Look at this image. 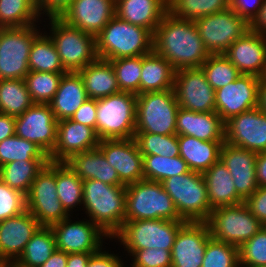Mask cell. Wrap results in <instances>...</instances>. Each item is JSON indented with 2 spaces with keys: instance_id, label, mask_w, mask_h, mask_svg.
<instances>
[{
  "instance_id": "obj_1",
  "label": "cell",
  "mask_w": 266,
  "mask_h": 267,
  "mask_svg": "<svg viewBox=\"0 0 266 267\" xmlns=\"http://www.w3.org/2000/svg\"><path fill=\"white\" fill-rule=\"evenodd\" d=\"M153 51L175 70L200 68L210 56L194 21L167 12L153 34Z\"/></svg>"
},
{
  "instance_id": "obj_2",
  "label": "cell",
  "mask_w": 266,
  "mask_h": 267,
  "mask_svg": "<svg viewBox=\"0 0 266 267\" xmlns=\"http://www.w3.org/2000/svg\"><path fill=\"white\" fill-rule=\"evenodd\" d=\"M83 206L87 217L108 238L120 231L126 214V185H108L100 180L83 181Z\"/></svg>"
},
{
  "instance_id": "obj_3",
  "label": "cell",
  "mask_w": 266,
  "mask_h": 267,
  "mask_svg": "<svg viewBox=\"0 0 266 267\" xmlns=\"http://www.w3.org/2000/svg\"><path fill=\"white\" fill-rule=\"evenodd\" d=\"M152 51L153 34L144 27L119 19L116 15L96 36V52L101 59L145 56Z\"/></svg>"
},
{
  "instance_id": "obj_4",
  "label": "cell",
  "mask_w": 266,
  "mask_h": 267,
  "mask_svg": "<svg viewBox=\"0 0 266 267\" xmlns=\"http://www.w3.org/2000/svg\"><path fill=\"white\" fill-rule=\"evenodd\" d=\"M147 219L183 220L162 184L142 179L126 185L125 221Z\"/></svg>"
},
{
  "instance_id": "obj_5",
  "label": "cell",
  "mask_w": 266,
  "mask_h": 267,
  "mask_svg": "<svg viewBox=\"0 0 266 267\" xmlns=\"http://www.w3.org/2000/svg\"><path fill=\"white\" fill-rule=\"evenodd\" d=\"M174 202L179 216L187 222H206L211 214L207 187L202 173L190 171L161 182Z\"/></svg>"
},
{
  "instance_id": "obj_6",
  "label": "cell",
  "mask_w": 266,
  "mask_h": 267,
  "mask_svg": "<svg viewBox=\"0 0 266 267\" xmlns=\"http://www.w3.org/2000/svg\"><path fill=\"white\" fill-rule=\"evenodd\" d=\"M137 95L119 92L97 99L96 132L100 140L135 136Z\"/></svg>"
},
{
  "instance_id": "obj_7",
  "label": "cell",
  "mask_w": 266,
  "mask_h": 267,
  "mask_svg": "<svg viewBox=\"0 0 266 267\" xmlns=\"http://www.w3.org/2000/svg\"><path fill=\"white\" fill-rule=\"evenodd\" d=\"M185 220L147 219L124 221L117 238L128 253L136 250L163 248L172 250L176 236Z\"/></svg>"
},
{
  "instance_id": "obj_8",
  "label": "cell",
  "mask_w": 266,
  "mask_h": 267,
  "mask_svg": "<svg viewBox=\"0 0 266 267\" xmlns=\"http://www.w3.org/2000/svg\"><path fill=\"white\" fill-rule=\"evenodd\" d=\"M178 109L173 89L138 94L135 133L176 134Z\"/></svg>"
},
{
  "instance_id": "obj_9",
  "label": "cell",
  "mask_w": 266,
  "mask_h": 267,
  "mask_svg": "<svg viewBox=\"0 0 266 267\" xmlns=\"http://www.w3.org/2000/svg\"><path fill=\"white\" fill-rule=\"evenodd\" d=\"M48 19L51 24L50 38L53 40L61 63L67 72H79L98 58L96 37L67 25L59 17H49Z\"/></svg>"
},
{
  "instance_id": "obj_10",
  "label": "cell",
  "mask_w": 266,
  "mask_h": 267,
  "mask_svg": "<svg viewBox=\"0 0 266 267\" xmlns=\"http://www.w3.org/2000/svg\"><path fill=\"white\" fill-rule=\"evenodd\" d=\"M206 223L213 239L238 248L263 227L244 202L212 209Z\"/></svg>"
},
{
  "instance_id": "obj_11",
  "label": "cell",
  "mask_w": 266,
  "mask_h": 267,
  "mask_svg": "<svg viewBox=\"0 0 266 267\" xmlns=\"http://www.w3.org/2000/svg\"><path fill=\"white\" fill-rule=\"evenodd\" d=\"M40 34L36 24L0 28V80L25 78L33 41Z\"/></svg>"
},
{
  "instance_id": "obj_12",
  "label": "cell",
  "mask_w": 266,
  "mask_h": 267,
  "mask_svg": "<svg viewBox=\"0 0 266 267\" xmlns=\"http://www.w3.org/2000/svg\"><path fill=\"white\" fill-rule=\"evenodd\" d=\"M26 197V209L41 226H51L71 215L57 195L56 162H49L37 174Z\"/></svg>"
},
{
  "instance_id": "obj_13",
  "label": "cell",
  "mask_w": 266,
  "mask_h": 267,
  "mask_svg": "<svg viewBox=\"0 0 266 267\" xmlns=\"http://www.w3.org/2000/svg\"><path fill=\"white\" fill-rule=\"evenodd\" d=\"M194 22L210 55L224 54L234 41L250 29V23L231 7Z\"/></svg>"
},
{
  "instance_id": "obj_14",
  "label": "cell",
  "mask_w": 266,
  "mask_h": 267,
  "mask_svg": "<svg viewBox=\"0 0 266 267\" xmlns=\"http://www.w3.org/2000/svg\"><path fill=\"white\" fill-rule=\"evenodd\" d=\"M173 90L179 107L194 112H215V90L201 68L176 70Z\"/></svg>"
},
{
  "instance_id": "obj_15",
  "label": "cell",
  "mask_w": 266,
  "mask_h": 267,
  "mask_svg": "<svg viewBox=\"0 0 266 267\" xmlns=\"http://www.w3.org/2000/svg\"><path fill=\"white\" fill-rule=\"evenodd\" d=\"M57 123L49 104L34 103L16 116L15 134L38 145L50 156L56 144Z\"/></svg>"
},
{
  "instance_id": "obj_16",
  "label": "cell",
  "mask_w": 266,
  "mask_h": 267,
  "mask_svg": "<svg viewBox=\"0 0 266 267\" xmlns=\"http://www.w3.org/2000/svg\"><path fill=\"white\" fill-rule=\"evenodd\" d=\"M69 218L50 226L56 239V249L67 254L97 252L103 245L102 240L108 236L91 220L72 222Z\"/></svg>"
},
{
  "instance_id": "obj_17",
  "label": "cell",
  "mask_w": 266,
  "mask_h": 267,
  "mask_svg": "<svg viewBox=\"0 0 266 267\" xmlns=\"http://www.w3.org/2000/svg\"><path fill=\"white\" fill-rule=\"evenodd\" d=\"M259 79L241 74L235 81L215 90V112L224 122L258 106Z\"/></svg>"
},
{
  "instance_id": "obj_18",
  "label": "cell",
  "mask_w": 266,
  "mask_h": 267,
  "mask_svg": "<svg viewBox=\"0 0 266 267\" xmlns=\"http://www.w3.org/2000/svg\"><path fill=\"white\" fill-rule=\"evenodd\" d=\"M225 142L254 152H266V113L258 107L225 122Z\"/></svg>"
},
{
  "instance_id": "obj_19",
  "label": "cell",
  "mask_w": 266,
  "mask_h": 267,
  "mask_svg": "<svg viewBox=\"0 0 266 267\" xmlns=\"http://www.w3.org/2000/svg\"><path fill=\"white\" fill-rule=\"evenodd\" d=\"M98 148L124 185L143 179V156L134 138L100 140Z\"/></svg>"
},
{
  "instance_id": "obj_20",
  "label": "cell",
  "mask_w": 266,
  "mask_h": 267,
  "mask_svg": "<svg viewBox=\"0 0 266 267\" xmlns=\"http://www.w3.org/2000/svg\"><path fill=\"white\" fill-rule=\"evenodd\" d=\"M115 5L114 0H73L59 18L96 37L115 16Z\"/></svg>"
},
{
  "instance_id": "obj_21",
  "label": "cell",
  "mask_w": 266,
  "mask_h": 267,
  "mask_svg": "<svg viewBox=\"0 0 266 267\" xmlns=\"http://www.w3.org/2000/svg\"><path fill=\"white\" fill-rule=\"evenodd\" d=\"M210 236L206 222H186L173 244L171 267H201Z\"/></svg>"
},
{
  "instance_id": "obj_22",
  "label": "cell",
  "mask_w": 266,
  "mask_h": 267,
  "mask_svg": "<svg viewBox=\"0 0 266 267\" xmlns=\"http://www.w3.org/2000/svg\"><path fill=\"white\" fill-rule=\"evenodd\" d=\"M257 152L224 142L220 160L231 174L237 194L245 201L258 188L256 180Z\"/></svg>"
},
{
  "instance_id": "obj_23",
  "label": "cell",
  "mask_w": 266,
  "mask_h": 267,
  "mask_svg": "<svg viewBox=\"0 0 266 267\" xmlns=\"http://www.w3.org/2000/svg\"><path fill=\"white\" fill-rule=\"evenodd\" d=\"M100 138L94 128L64 119L57 123L56 144L50 153L51 162H64L70 156L98 148Z\"/></svg>"
},
{
  "instance_id": "obj_24",
  "label": "cell",
  "mask_w": 266,
  "mask_h": 267,
  "mask_svg": "<svg viewBox=\"0 0 266 267\" xmlns=\"http://www.w3.org/2000/svg\"><path fill=\"white\" fill-rule=\"evenodd\" d=\"M224 55L240 74L260 78L266 65V36L249 29L233 42Z\"/></svg>"
},
{
  "instance_id": "obj_25",
  "label": "cell",
  "mask_w": 266,
  "mask_h": 267,
  "mask_svg": "<svg viewBox=\"0 0 266 267\" xmlns=\"http://www.w3.org/2000/svg\"><path fill=\"white\" fill-rule=\"evenodd\" d=\"M41 225L26 209L21 214L0 221V256L16 261Z\"/></svg>"
},
{
  "instance_id": "obj_26",
  "label": "cell",
  "mask_w": 266,
  "mask_h": 267,
  "mask_svg": "<svg viewBox=\"0 0 266 267\" xmlns=\"http://www.w3.org/2000/svg\"><path fill=\"white\" fill-rule=\"evenodd\" d=\"M176 134L204 141H225V122L216 112H194L179 107Z\"/></svg>"
},
{
  "instance_id": "obj_27",
  "label": "cell",
  "mask_w": 266,
  "mask_h": 267,
  "mask_svg": "<svg viewBox=\"0 0 266 267\" xmlns=\"http://www.w3.org/2000/svg\"><path fill=\"white\" fill-rule=\"evenodd\" d=\"M168 12V0H117L115 15L126 22L148 29L154 34Z\"/></svg>"
},
{
  "instance_id": "obj_28",
  "label": "cell",
  "mask_w": 266,
  "mask_h": 267,
  "mask_svg": "<svg viewBox=\"0 0 266 267\" xmlns=\"http://www.w3.org/2000/svg\"><path fill=\"white\" fill-rule=\"evenodd\" d=\"M64 163L82 181L96 179L108 185H124L99 148L72 155Z\"/></svg>"
},
{
  "instance_id": "obj_29",
  "label": "cell",
  "mask_w": 266,
  "mask_h": 267,
  "mask_svg": "<svg viewBox=\"0 0 266 267\" xmlns=\"http://www.w3.org/2000/svg\"><path fill=\"white\" fill-rule=\"evenodd\" d=\"M88 99L83 80L78 72L63 74L58 90L49 105L58 121L71 119Z\"/></svg>"
},
{
  "instance_id": "obj_30",
  "label": "cell",
  "mask_w": 266,
  "mask_h": 267,
  "mask_svg": "<svg viewBox=\"0 0 266 267\" xmlns=\"http://www.w3.org/2000/svg\"><path fill=\"white\" fill-rule=\"evenodd\" d=\"M179 156L193 172L204 173L220 159V149L225 141H204L188 135H177Z\"/></svg>"
},
{
  "instance_id": "obj_31",
  "label": "cell",
  "mask_w": 266,
  "mask_h": 267,
  "mask_svg": "<svg viewBox=\"0 0 266 267\" xmlns=\"http://www.w3.org/2000/svg\"><path fill=\"white\" fill-rule=\"evenodd\" d=\"M203 177L211 209L244 202L237 194L230 172L220 159L203 173Z\"/></svg>"
},
{
  "instance_id": "obj_32",
  "label": "cell",
  "mask_w": 266,
  "mask_h": 267,
  "mask_svg": "<svg viewBox=\"0 0 266 267\" xmlns=\"http://www.w3.org/2000/svg\"><path fill=\"white\" fill-rule=\"evenodd\" d=\"M78 73L83 80L88 98L100 99L121 92L109 60L97 58Z\"/></svg>"
},
{
  "instance_id": "obj_33",
  "label": "cell",
  "mask_w": 266,
  "mask_h": 267,
  "mask_svg": "<svg viewBox=\"0 0 266 267\" xmlns=\"http://www.w3.org/2000/svg\"><path fill=\"white\" fill-rule=\"evenodd\" d=\"M175 69L154 51L142 56L140 94L173 89Z\"/></svg>"
},
{
  "instance_id": "obj_34",
  "label": "cell",
  "mask_w": 266,
  "mask_h": 267,
  "mask_svg": "<svg viewBox=\"0 0 266 267\" xmlns=\"http://www.w3.org/2000/svg\"><path fill=\"white\" fill-rule=\"evenodd\" d=\"M50 160H26L9 162L0 167V180L25 196L37 174Z\"/></svg>"
},
{
  "instance_id": "obj_35",
  "label": "cell",
  "mask_w": 266,
  "mask_h": 267,
  "mask_svg": "<svg viewBox=\"0 0 266 267\" xmlns=\"http://www.w3.org/2000/svg\"><path fill=\"white\" fill-rule=\"evenodd\" d=\"M56 250V239L50 226H40L15 261L23 267L43 265Z\"/></svg>"
},
{
  "instance_id": "obj_36",
  "label": "cell",
  "mask_w": 266,
  "mask_h": 267,
  "mask_svg": "<svg viewBox=\"0 0 266 267\" xmlns=\"http://www.w3.org/2000/svg\"><path fill=\"white\" fill-rule=\"evenodd\" d=\"M44 32L33 41L29 54L30 71L67 73L64 69L56 46L50 36Z\"/></svg>"
},
{
  "instance_id": "obj_37",
  "label": "cell",
  "mask_w": 266,
  "mask_h": 267,
  "mask_svg": "<svg viewBox=\"0 0 266 267\" xmlns=\"http://www.w3.org/2000/svg\"><path fill=\"white\" fill-rule=\"evenodd\" d=\"M40 17L36 0H0V28L34 25Z\"/></svg>"
},
{
  "instance_id": "obj_38",
  "label": "cell",
  "mask_w": 266,
  "mask_h": 267,
  "mask_svg": "<svg viewBox=\"0 0 266 267\" xmlns=\"http://www.w3.org/2000/svg\"><path fill=\"white\" fill-rule=\"evenodd\" d=\"M33 104L24 79L0 80V113L16 117Z\"/></svg>"
},
{
  "instance_id": "obj_39",
  "label": "cell",
  "mask_w": 266,
  "mask_h": 267,
  "mask_svg": "<svg viewBox=\"0 0 266 267\" xmlns=\"http://www.w3.org/2000/svg\"><path fill=\"white\" fill-rule=\"evenodd\" d=\"M56 185L58 198L68 214L83 204V181L64 162H56Z\"/></svg>"
},
{
  "instance_id": "obj_40",
  "label": "cell",
  "mask_w": 266,
  "mask_h": 267,
  "mask_svg": "<svg viewBox=\"0 0 266 267\" xmlns=\"http://www.w3.org/2000/svg\"><path fill=\"white\" fill-rule=\"evenodd\" d=\"M229 7L230 0H168V12L174 17L192 21Z\"/></svg>"
},
{
  "instance_id": "obj_41",
  "label": "cell",
  "mask_w": 266,
  "mask_h": 267,
  "mask_svg": "<svg viewBox=\"0 0 266 267\" xmlns=\"http://www.w3.org/2000/svg\"><path fill=\"white\" fill-rule=\"evenodd\" d=\"M187 163L180 157L143 156V179L162 182L163 180L190 172Z\"/></svg>"
},
{
  "instance_id": "obj_42",
  "label": "cell",
  "mask_w": 266,
  "mask_h": 267,
  "mask_svg": "<svg viewBox=\"0 0 266 267\" xmlns=\"http://www.w3.org/2000/svg\"><path fill=\"white\" fill-rule=\"evenodd\" d=\"M23 160H49V156L38 145L16 134L0 142V167Z\"/></svg>"
},
{
  "instance_id": "obj_43",
  "label": "cell",
  "mask_w": 266,
  "mask_h": 267,
  "mask_svg": "<svg viewBox=\"0 0 266 267\" xmlns=\"http://www.w3.org/2000/svg\"><path fill=\"white\" fill-rule=\"evenodd\" d=\"M63 74L65 73L30 71L24 81L32 101L49 104L58 90Z\"/></svg>"
},
{
  "instance_id": "obj_44",
  "label": "cell",
  "mask_w": 266,
  "mask_h": 267,
  "mask_svg": "<svg viewBox=\"0 0 266 267\" xmlns=\"http://www.w3.org/2000/svg\"><path fill=\"white\" fill-rule=\"evenodd\" d=\"M134 139L142 156L159 155L168 158L179 156L177 134L135 133Z\"/></svg>"
},
{
  "instance_id": "obj_45",
  "label": "cell",
  "mask_w": 266,
  "mask_h": 267,
  "mask_svg": "<svg viewBox=\"0 0 266 267\" xmlns=\"http://www.w3.org/2000/svg\"><path fill=\"white\" fill-rule=\"evenodd\" d=\"M200 68L214 90L228 85L241 75L224 54L210 55Z\"/></svg>"
},
{
  "instance_id": "obj_46",
  "label": "cell",
  "mask_w": 266,
  "mask_h": 267,
  "mask_svg": "<svg viewBox=\"0 0 266 267\" xmlns=\"http://www.w3.org/2000/svg\"><path fill=\"white\" fill-rule=\"evenodd\" d=\"M113 66L121 92L140 94L142 56L109 60Z\"/></svg>"
},
{
  "instance_id": "obj_47",
  "label": "cell",
  "mask_w": 266,
  "mask_h": 267,
  "mask_svg": "<svg viewBox=\"0 0 266 267\" xmlns=\"http://www.w3.org/2000/svg\"><path fill=\"white\" fill-rule=\"evenodd\" d=\"M201 267H239L238 247L210 236Z\"/></svg>"
},
{
  "instance_id": "obj_48",
  "label": "cell",
  "mask_w": 266,
  "mask_h": 267,
  "mask_svg": "<svg viewBox=\"0 0 266 267\" xmlns=\"http://www.w3.org/2000/svg\"><path fill=\"white\" fill-rule=\"evenodd\" d=\"M239 267L266 266V229L262 227L238 248Z\"/></svg>"
},
{
  "instance_id": "obj_49",
  "label": "cell",
  "mask_w": 266,
  "mask_h": 267,
  "mask_svg": "<svg viewBox=\"0 0 266 267\" xmlns=\"http://www.w3.org/2000/svg\"><path fill=\"white\" fill-rule=\"evenodd\" d=\"M25 210V195L0 180V221L17 216Z\"/></svg>"
},
{
  "instance_id": "obj_50",
  "label": "cell",
  "mask_w": 266,
  "mask_h": 267,
  "mask_svg": "<svg viewBox=\"0 0 266 267\" xmlns=\"http://www.w3.org/2000/svg\"><path fill=\"white\" fill-rule=\"evenodd\" d=\"M132 267H171V250L150 248L136 250L132 255ZM134 257V258H133Z\"/></svg>"
},
{
  "instance_id": "obj_51",
  "label": "cell",
  "mask_w": 266,
  "mask_h": 267,
  "mask_svg": "<svg viewBox=\"0 0 266 267\" xmlns=\"http://www.w3.org/2000/svg\"><path fill=\"white\" fill-rule=\"evenodd\" d=\"M244 203L252 215L264 225L266 223V186L258 187Z\"/></svg>"
},
{
  "instance_id": "obj_52",
  "label": "cell",
  "mask_w": 266,
  "mask_h": 267,
  "mask_svg": "<svg viewBox=\"0 0 266 267\" xmlns=\"http://www.w3.org/2000/svg\"><path fill=\"white\" fill-rule=\"evenodd\" d=\"M97 99L88 98L74 113L71 120L96 130Z\"/></svg>"
},
{
  "instance_id": "obj_53",
  "label": "cell",
  "mask_w": 266,
  "mask_h": 267,
  "mask_svg": "<svg viewBox=\"0 0 266 267\" xmlns=\"http://www.w3.org/2000/svg\"><path fill=\"white\" fill-rule=\"evenodd\" d=\"M264 0H230V7L249 23L258 14Z\"/></svg>"
},
{
  "instance_id": "obj_54",
  "label": "cell",
  "mask_w": 266,
  "mask_h": 267,
  "mask_svg": "<svg viewBox=\"0 0 266 267\" xmlns=\"http://www.w3.org/2000/svg\"><path fill=\"white\" fill-rule=\"evenodd\" d=\"M102 248L91 254L86 267H125L119 256L102 251Z\"/></svg>"
},
{
  "instance_id": "obj_55",
  "label": "cell",
  "mask_w": 266,
  "mask_h": 267,
  "mask_svg": "<svg viewBox=\"0 0 266 267\" xmlns=\"http://www.w3.org/2000/svg\"><path fill=\"white\" fill-rule=\"evenodd\" d=\"M73 0H36L40 15L59 17ZM43 11V12H42Z\"/></svg>"
},
{
  "instance_id": "obj_56",
  "label": "cell",
  "mask_w": 266,
  "mask_h": 267,
  "mask_svg": "<svg viewBox=\"0 0 266 267\" xmlns=\"http://www.w3.org/2000/svg\"><path fill=\"white\" fill-rule=\"evenodd\" d=\"M16 117L0 113V142L15 134Z\"/></svg>"
},
{
  "instance_id": "obj_57",
  "label": "cell",
  "mask_w": 266,
  "mask_h": 267,
  "mask_svg": "<svg viewBox=\"0 0 266 267\" xmlns=\"http://www.w3.org/2000/svg\"><path fill=\"white\" fill-rule=\"evenodd\" d=\"M250 30L266 36V0L263 1L258 14L250 22Z\"/></svg>"
},
{
  "instance_id": "obj_58",
  "label": "cell",
  "mask_w": 266,
  "mask_h": 267,
  "mask_svg": "<svg viewBox=\"0 0 266 267\" xmlns=\"http://www.w3.org/2000/svg\"><path fill=\"white\" fill-rule=\"evenodd\" d=\"M256 180L258 187L266 186V152L257 153Z\"/></svg>"
},
{
  "instance_id": "obj_59",
  "label": "cell",
  "mask_w": 266,
  "mask_h": 267,
  "mask_svg": "<svg viewBox=\"0 0 266 267\" xmlns=\"http://www.w3.org/2000/svg\"><path fill=\"white\" fill-rule=\"evenodd\" d=\"M68 254L64 251L55 250L50 258L39 267H66Z\"/></svg>"
},
{
  "instance_id": "obj_60",
  "label": "cell",
  "mask_w": 266,
  "mask_h": 267,
  "mask_svg": "<svg viewBox=\"0 0 266 267\" xmlns=\"http://www.w3.org/2000/svg\"><path fill=\"white\" fill-rule=\"evenodd\" d=\"M92 253L68 254L66 267H86Z\"/></svg>"
},
{
  "instance_id": "obj_61",
  "label": "cell",
  "mask_w": 266,
  "mask_h": 267,
  "mask_svg": "<svg viewBox=\"0 0 266 267\" xmlns=\"http://www.w3.org/2000/svg\"><path fill=\"white\" fill-rule=\"evenodd\" d=\"M262 112L266 113V81L259 79L258 84V106Z\"/></svg>"
},
{
  "instance_id": "obj_62",
  "label": "cell",
  "mask_w": 266,
  "mask_h": 267,
  "mask_svg": "<svg viewBox=\"0 0 266 267\" xmlns=\"http://www.w3.org/2000/svg\"><path fill=\"white\" fill-rule=\"evenodd\" d=\"M10 261L0 256V267H10Z\"/></svg>"
},
{
  "instance_id": "obj_63",
  "label": "cell",
  "mask_w": 266,
  "mask_h": 267,
  "mask_svg": "<svg viewBox=\"0 0 266 267\" xmlns=\"http://www.w3.org/2000/svg\"><path fill=\"white\" fill-rule=\"evenodd\" d=\"M260 78L262 80L266 81V65H265L264 71H263L262 75L260 76Z\"/></svg>"
},
{
  "instance_id": "obj_64",
  "label": "cell",
  "mask_w": 266,
  "mask_h": 267,
  "mask_svg": "<svg viewBox=\"0 0 266 267\" xmlns=\"http://www.w3.org/2000/svg\"><path fill=\"white\" fill-rule=\"evenodd\" d=\"M10 267H23V266L19 265L15 261H13V262L10 263Z\"/></svg>"
}]
</instances>
